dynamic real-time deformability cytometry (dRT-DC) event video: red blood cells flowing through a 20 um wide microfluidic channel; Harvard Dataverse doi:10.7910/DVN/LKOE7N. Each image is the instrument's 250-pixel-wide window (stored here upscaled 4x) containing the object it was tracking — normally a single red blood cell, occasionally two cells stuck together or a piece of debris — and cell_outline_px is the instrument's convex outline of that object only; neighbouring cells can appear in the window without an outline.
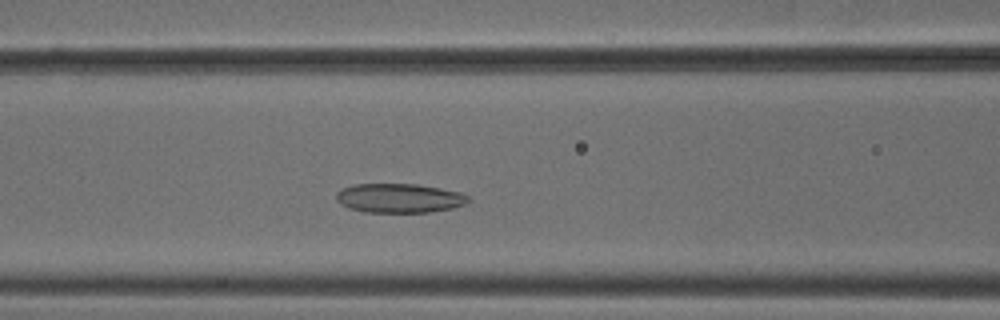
{"species": "common noctule bat (a hibernating species)", "species_latin": "Nyctalus noctula", "temperature_condition": "cold", "stored_images_in_passage": 45, "camera_frame_rate_fps": 3000, "um_per_image_px": 0.085, "animal": {"sex": "male", "body_mass_g": 18.8}, "frame": {"image": 1, "passage_image": 14, "time_ms": 4.333, "image_size_px": [1000, 320], "cell_outline_px": [[468, 200], [464, 204], [452, 208], [432, 212], [364, 212], [348, 208], [336, 200], [336, 192], [340, 188], [356, 184], [416, 184], [460, 192], [468, 196]], "centroid_in_image_um": [33.89, 16.84], "position_along_channel_um": 132.7, "area_um2": 22.43}}
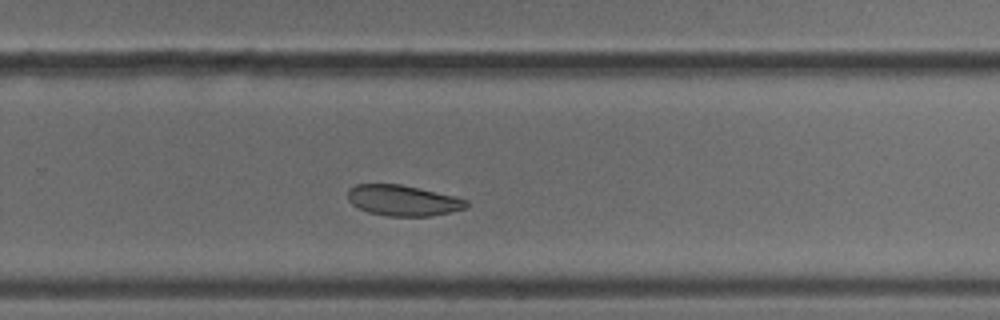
{"frame": {"image": 2, "passage_image": 27, "time_ms": 8.667, "image_size_px": [1000, 320], "cell_outline_px": [[468, 204], [464, 208], [448, 212], [428, 216], [388, 216], [368, 212], [352, 204], [348, 200], [348, 188], [356, 184], [400, 184], [456, 196], [468, 200]], "centroid_in_image_um": [34.23, 17.03], "position_along_channel_um": 295.6, "area_um2": 21.1}}
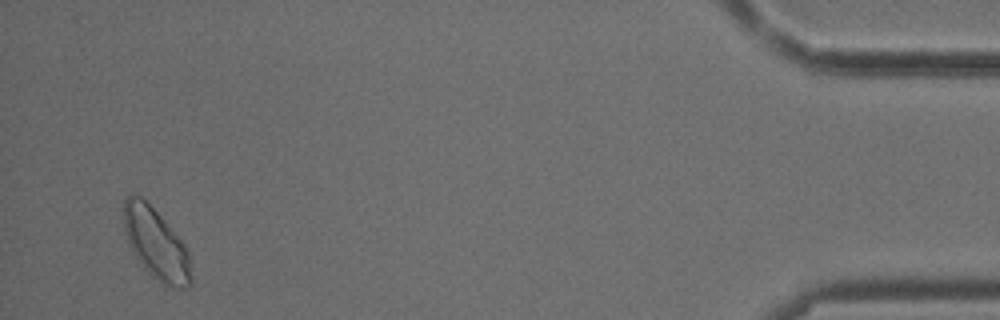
{"frame": {"image": 3, "passage_image": 43, "time_ms": 14.0, "image_size_px": [1000, 320], "cell_outline_px": [[192, 284], [188, 288], [172, 288], [164, 284], [152, 276], [144, 268], [128, 244], [124, 228], [124, 200], [128, 196], [140, 196], [160, 216], [184, 244], [188, 252], [192, 280]], "centroid_in_image_um": [13.27, 20.78], "position_along_channel_um": 421.9, "area_um2": 27.28}, "authors_computed_cell_mechanics": {"area_um2": 23.12, "velocity_mm_per_s": 3.766, "shape_relaxation_time_tau1_ms": 6.0809, "shape_relaxation_time_tau2_ms": 5.7923, "deformation_change_tau1": 0.0847, "deformation_change_tau2": 0.0756}}